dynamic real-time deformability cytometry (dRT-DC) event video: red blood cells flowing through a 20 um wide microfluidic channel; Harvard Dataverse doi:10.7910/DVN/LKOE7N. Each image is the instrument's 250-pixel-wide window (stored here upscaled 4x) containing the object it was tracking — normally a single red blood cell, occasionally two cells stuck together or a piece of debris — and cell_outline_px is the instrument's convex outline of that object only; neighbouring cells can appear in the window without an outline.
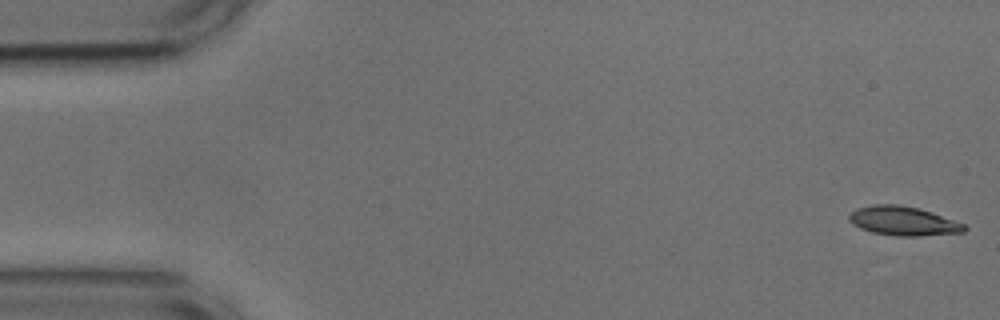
{"species": "common noctule bat (a hibernating species)", "species_latin": "Nyctalus noctula", "temperature_condition": "cold", "stored_images_in_passage": 53, "camera_frame_rate_fps": 3000, "um_per_image_px": 0.085, "animal": {"sex": "male", "body_mass_g": 17.9, "forearm_length_mm": 54.2}, "frame": {"image": 1, "passage_image": 1, "time_ms": 0.0, "image_size_px": [1000, 320], "cell_outline_px": [[968, 228], [964, 232], [920, 236], [896, 236], [872, 232], [860, 228], [852, 224], [848, 220], [848, 216], [856, 208], [872, 204], [896, 204], [916, 208], [932, 212], [964, 224]], "centroid_in_image_um": [76.75, 18.79], "position_along_channel_um": 8.3, "area_um2": 19.54}}
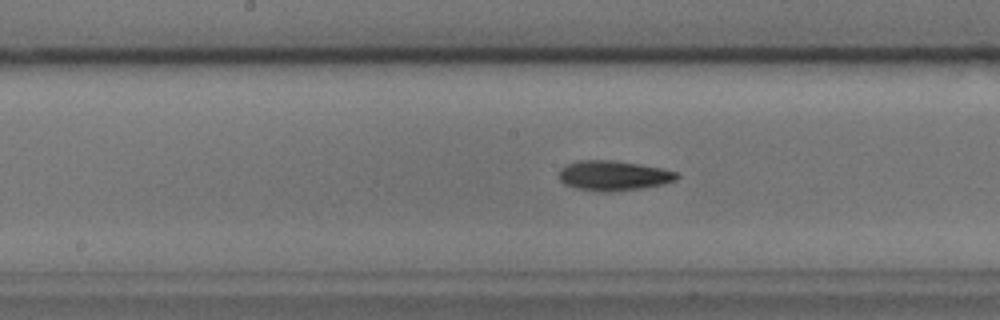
{"frame": {"image": 2, "passage_image": 26, "time_ms": 8.333, "image_size_px": [1000, 320], "cell_outline_px": [[680, 176], [676, 180], [664, 184], [640, 188], [612, 192], [604, 192], [576, 188], [564, 184], [560, 180], [560, 168], [568, 164], [580, 160], [612, 160], [660, 168], [676, 172]], "centroid_in_image_um": [52.14, 14.93], "position_along_channel_um": 196.1, "area_um2": 20.35}}
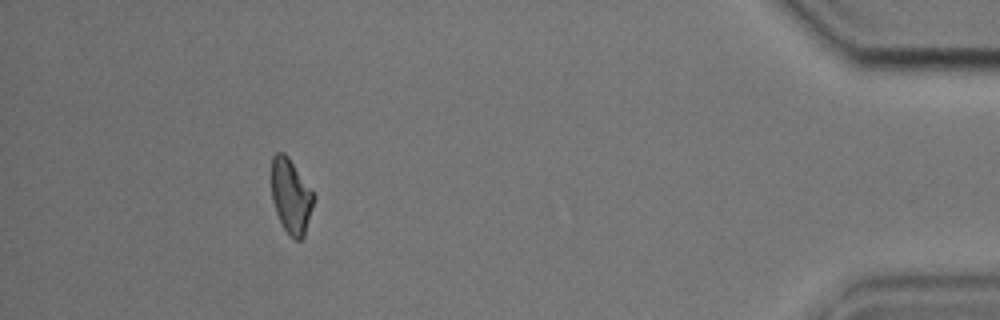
{"frame": {"image": 3, "passage_image": 48, "time_ms": 15.667, "image_size_px": [1000, 320], "cell_outline_px": [[316, 196], [304, 236], [300, 240], [296, 240], [288, 236], [276, 212], [272, 200], [272, 156], [276, 152], [284, 152], [288, 156]], "centroid_in_image_um": [24.74, 16.68], "position_along_channel_um": 410.5, "area_um2": 18.38}, "authors_computed_cell_mechanics": {"area_um2": 19.5942, "velocity_mm_per_s": 3.7382, "shape_relaxation_time_tau1_ms": 4.0596, "shape_relaxation_time_tau2_ms": null, "deformation_change_tau1": 0.1081, "deformation_change_tau2": null}}